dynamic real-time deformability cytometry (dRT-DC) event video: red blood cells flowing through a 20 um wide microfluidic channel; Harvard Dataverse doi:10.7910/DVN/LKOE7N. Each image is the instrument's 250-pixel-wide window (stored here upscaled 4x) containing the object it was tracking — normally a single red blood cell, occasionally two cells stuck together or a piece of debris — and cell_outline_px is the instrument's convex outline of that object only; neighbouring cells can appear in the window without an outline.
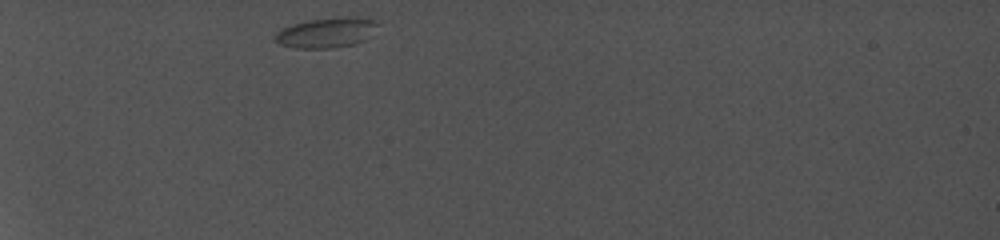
{"species": "common noctule bat (a hibernating species)", "species_latin": "Nyctalus noctula", "temperature_condition": "cold", "stored_images_in_passage": 31, "camera_frame_rate_fps": 5000, "um_per_image_px": 0.085, "animal": {"sex": "female", "body_mass_g": 19.0, "forearm_length_mm": 56.7}, "frame": {"image": 1, "passage_image": 1, "time_ms": 0.0, "image_size_px": [1000, 240], "cell_outline_px": [[380, 24], [376, 36], [368, 40], [356, 44], [332, 48], [296, 48], [280, 44], [276, 40], [276, 32], [292, 24], [308, 20], [348, 16], [356, 16], [372, 20]], "centroid_in_image_um": [27.89, 2.77], "position_along_channel_um": 57.1, "area_um2": 18.44}}
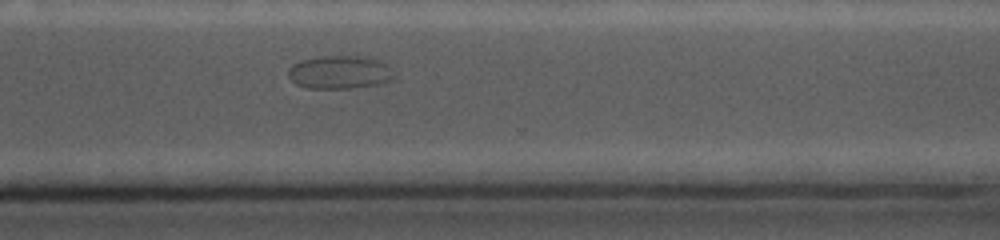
{"frame": {"image": 2, "passage_image": 25, "time_ms": 9.6, "image_size_px": [1000, 240], "cell_outline_px": [[396, 76], [392, 80], [380, 84], [348, 88], [308, 88], [296, 84], [288, 76], [288, 68], [292, 64], [300, 60], [324, 56], [372, 56], [388, 64], [396, 72]], "centroid_in_image_um": [28.94, 6.12], "position_along_channel_um": 341.7, "area_um2": 20.92}}
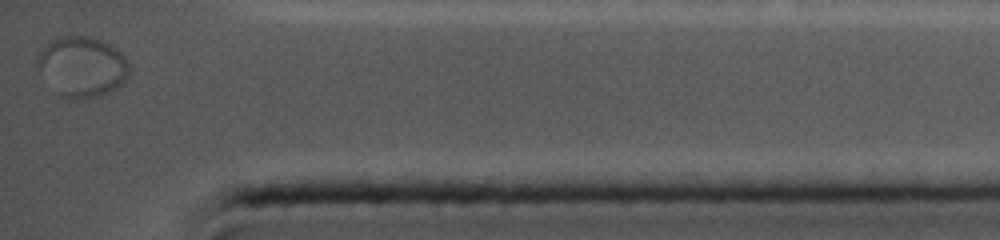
{"frame": {"image": 3, "passage_image": 31, "time_ms": 12.2, "image_size_px": [1000, 240], "cell_outline_px": [[128, 76], [124, 84], [100, 96], [80, 100], [60, 96], [36, 64], [36, 56], [40, 48], [48, 40], [60, 36], [92, 36], [104, 40], [116, 48], [128, 60]], "centroid_in_image_um": [6.98, 5.63], "position_along_channel_um": 428.2, "area_um2": 32.66}}